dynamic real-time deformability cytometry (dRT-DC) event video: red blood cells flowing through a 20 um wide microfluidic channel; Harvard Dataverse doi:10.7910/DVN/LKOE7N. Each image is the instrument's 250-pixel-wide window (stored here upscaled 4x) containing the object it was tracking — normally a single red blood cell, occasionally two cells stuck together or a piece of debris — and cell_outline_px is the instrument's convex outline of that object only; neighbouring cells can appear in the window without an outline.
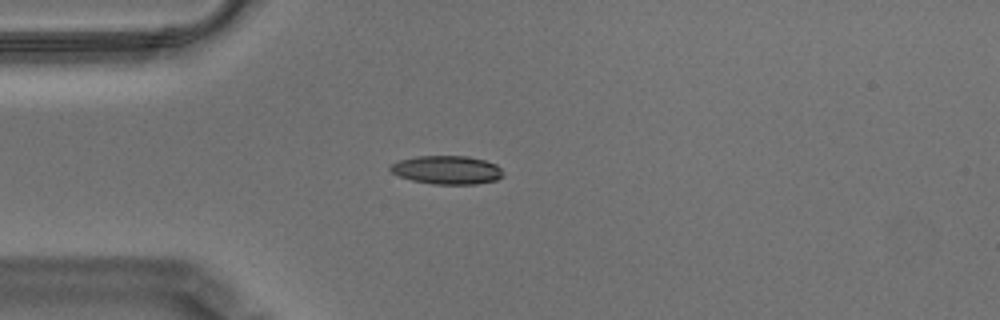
{"species": "Egyptian fruit bat (a non-hibernating species)", "species_latin": "Rousettus aegyptiacus", "temperature_condition": "warm", "stored_images_in_passage": 44, "camera_frame_rate_fps": 3000, "um_per_image_px": 0.085, "animal": {"sex": "male"}, "frame": {"image": 1, "passage_image": 2, "time_ms": 0.333, "image_size_px": [1000, 320], "cell_outline_px": [[504, 176], [496, 180], [476, 184], [432, 184], [412, 180], [400, 176], [392, 172], [388, 168], [396, 160], [416, 156], [468, 156], [484, 160], [496, 164], [500, 168]], "centroid_in_image_um": [37.98, 14.44], "position_along_channel_um": 47.0, "area_um2": 18.79}}
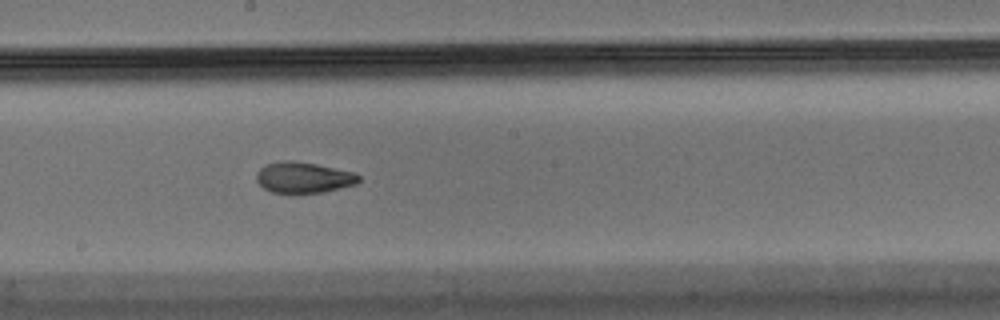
{"frame": {"image": 2, "passage_image": 18, "time_ms": 5.667, "image_size_px": [1000, 320], "cell_outline_px": [[360, 180], [356, 184], [340, 188], [320, 192], [272, 192], [264, 188], [256, 180], [256, 172], [264, 164], [280, 160], [292, 160], [316, 164], [356, 172], [360, 176]], "centroid_in_image_um": [25.79, 15.06], "position_along_channel_um": 222.4, "area_um2": 18.44}}
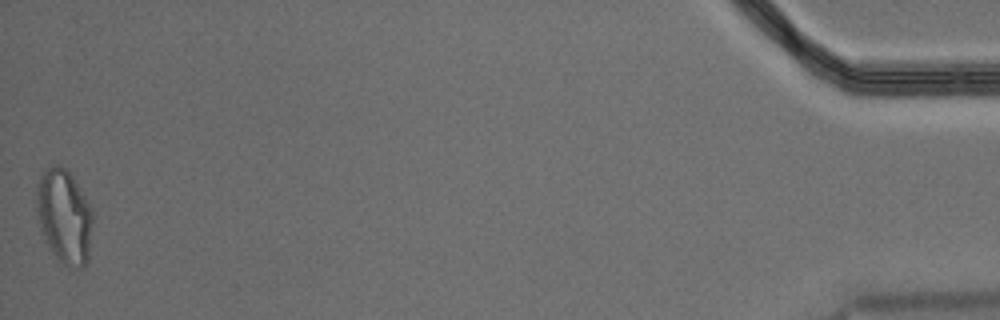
{"frame": {"image": 3, "passage_image": 44, "time_ms": 14.333, "image_size_px": [1000, 320], "cell_outline_px": [[92, 224], [88, 264], [84, 268], [68, 268], [52, 252], [44, 240], [40, 228], [36, 208], [36, 184], [44, 168], [52, 164], [60, 164], [68, 168], [84, 196], [92, 212]], "centroid_in_image_um": [5.44, 18.38], "position_along_channel_um": 429.8, "area_um2": 31.39}, "authors_computed_cell_mechanics": {"area_um2": 19.1029, "velocity_mm_per_s": 3.5138, "shape_relaxation_time_tau1_ms": 7.8239, "shape_relaxation_time_tau2_ms": 1.6516, "deformation_change_tau1": 0.2413, "deformation_change_tau2": 0.0783}}